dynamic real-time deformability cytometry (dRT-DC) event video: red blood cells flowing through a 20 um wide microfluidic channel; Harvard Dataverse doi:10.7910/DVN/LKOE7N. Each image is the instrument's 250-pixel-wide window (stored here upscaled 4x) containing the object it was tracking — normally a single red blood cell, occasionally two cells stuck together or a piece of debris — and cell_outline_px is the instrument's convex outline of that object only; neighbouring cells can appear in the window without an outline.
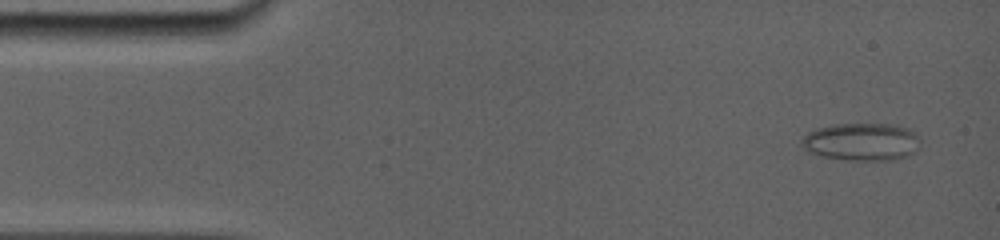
{"species": "common noctule bat (a hibernating species)", "species_latin": "Nyctalus noctula", "temperature_condition": "room temperature", "stored_images_in_passage": 37, "camera_frame_rate_fps": 5000, "um_per_image_px": 0.085, "animal": {"sex": "female", "body_mass_g": 19.0, "forearm_length_mm": 56.7}, "frame": {"image": 1, "passage_image": 1, "time_ms": 0.0, "image_size_px": [1000, 240], "cell_outline_px": [[920, 144], [916, 152], [908, 156], [892, 160], [848, 160], [820, 156], [808, 152], [800, 144], [800, 140], [808, 132], [816, 128], [832, 124], [896, 124], [912, 128]], "centroid_in_image_um": [73.24, 12.05], "position_along_channel_um": 11.8, "area_um2": 26.47}}
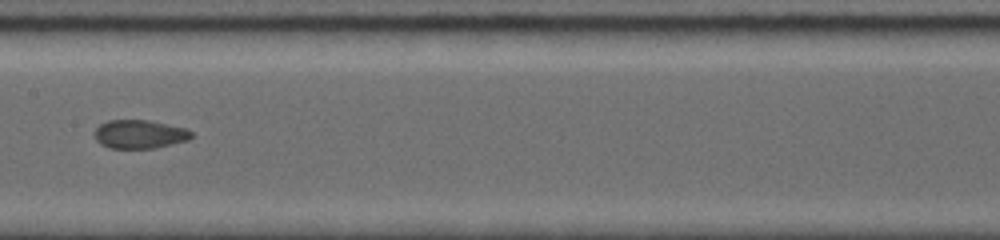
{"frame": {"image": 2, "passage_image": 17, "time_ms": 7.4, "image_size_px": [1000, 240], "cell_outline_px": [[192, 136], [188, 140], [156, 148], [108, 148], [100, 144], [96, 140], [92, 132], [100, 124], [108, 120], [148, 120], [188, 128], [192, 132]], "centroid_in_image_um": [11.85, 11.4], "position_along_channel_um": 195.6, "area_um2": 16.36}}
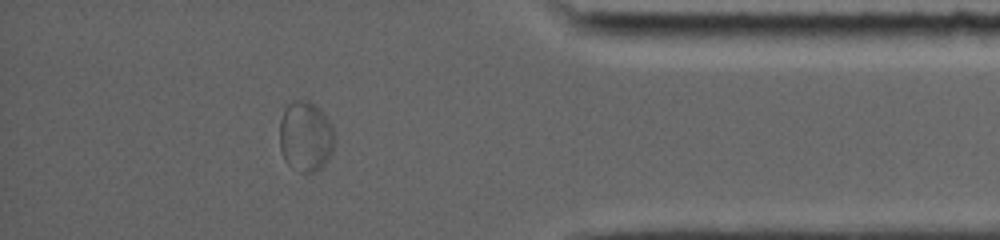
{"frame": {"image": 3, "passage_image": 32, "time_ms": 13.4, "image_size_px": [1000, 240], "cell_outline_px": [[336, 140], [332, 152], [328, 160], [320, 168], [312, 172], [300, 172], [292, 168], [284, 160], [280, 148], [280, 120], [284, 108], [292, 100], [308, 100], [320, 108], [324, 112], [332, 124], [336, 132]], "centroid_in_image_um": [26.0, 11.58], "position_along_channel_um": 409.2, "area_um2": 23.12}}